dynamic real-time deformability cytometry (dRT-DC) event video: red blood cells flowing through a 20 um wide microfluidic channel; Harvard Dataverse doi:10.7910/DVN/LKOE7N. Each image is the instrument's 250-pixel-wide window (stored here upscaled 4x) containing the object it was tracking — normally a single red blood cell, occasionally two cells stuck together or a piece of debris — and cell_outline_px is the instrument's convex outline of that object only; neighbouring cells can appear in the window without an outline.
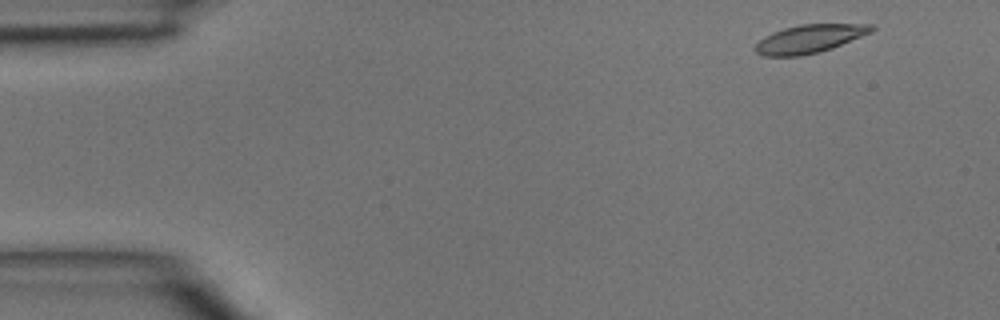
{"species": "common noctule bat (a hibernating species)", "species_latin": "Nyctalus noctula", "temperature_condition": "room temperature", "stored_images_in_passage": 39, "camera_frame_rate_fps": 3000, "um_per_image_px": 0.085, "animal": {"sex": "male", "body_mass_g": 15.6}, "frame": {"image": 1, "passage_image": 2, "time_ms": 0.333, "image_size_px": [1000, 320], "cell_outline_px": [[876, 28], [872, 32], [832, 48], [820, 52], [800, 56], [764, 56], [756, 52], [752, 48], [764, 36], [784, 28], [800, 24], [872, 24]], "centroid_in_image_um": [68.8, 3.3], "position_along_channel_um": 16.2, "area_um2": 19.19}}
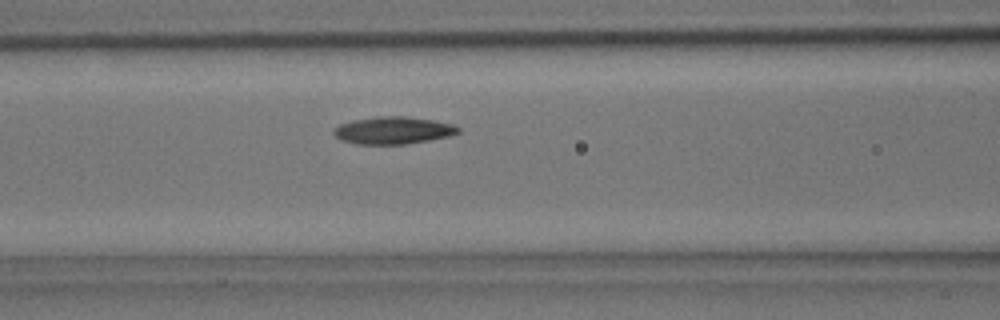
{"frame": {"image": 2, "passage_image": 17, "time_ms": 5.333, "image_size_px": [1000, 320], "cell_outline_px": [[460, 132], [448, 136], [428, 140], [404, 144], [356, 144], [340, 140], [332, 132], [332, 128], [340, 124], [352, 120], [376, 116], [404, 116], [432, 120], [452, 124], [460, 128]], "centroid_in_image_um": [33.36, 11.08], "position_along_channel_um": 133.2, "area_um2": 19.83}}
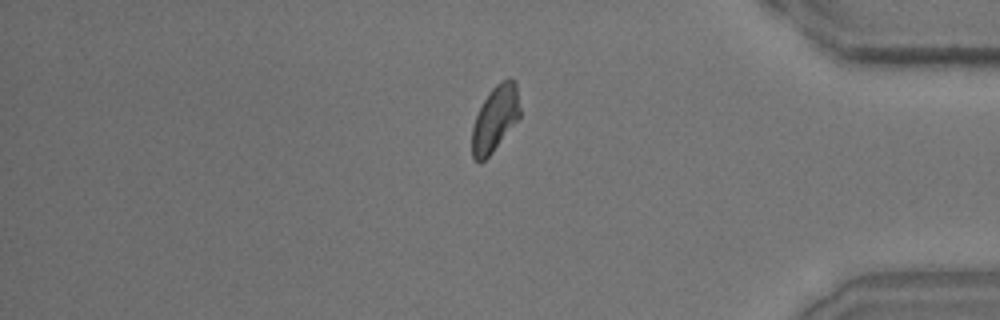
{"frame": {"image": 3, "passage_image": 37, "time_ms": 12.0, "image_size_px": [1000, 320], "cell_outline_px": [[520, 116], [492, 152], [480, 164], [472, 156], [472, 128], [476, 116], [488, 92], [496, 84], [504, 80], [516, 80], [520, 108]], "centroid_in_image_um": [42.08, 10.08], "position_along_channel_um": 393.1, "area_um2": 18.03}}